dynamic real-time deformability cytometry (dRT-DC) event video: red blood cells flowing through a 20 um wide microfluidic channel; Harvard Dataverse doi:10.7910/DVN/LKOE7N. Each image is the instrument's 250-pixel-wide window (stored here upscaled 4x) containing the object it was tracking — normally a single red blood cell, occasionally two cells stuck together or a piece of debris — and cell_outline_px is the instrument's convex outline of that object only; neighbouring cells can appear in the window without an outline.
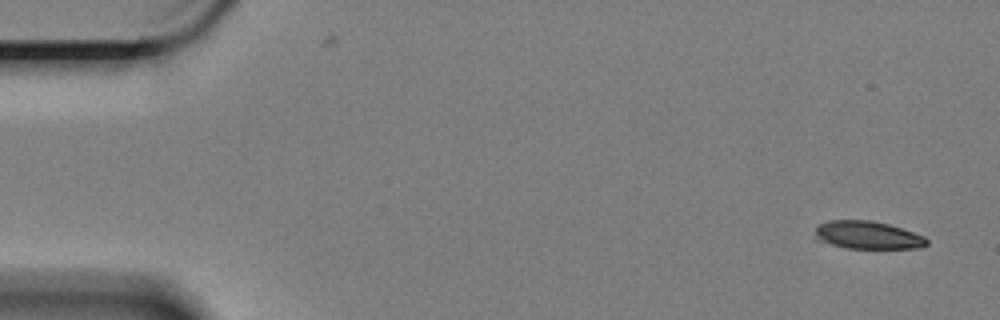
{"species": "Egyptian fruit bat (a non-hibernating species)", "species_latin": "Rousettus aegyptiacus", "temperature_condition": "cold", "stored_images_in_passage": 6, "camera_frame_rate_fps": 3000, "um_per_image_px": 0.085, "animal": {"sex": "female"}, "frame": {"image": 1, "passage_image": 1, "time_ms": 0.0, "image_size_px": [1000, 320], "cell_outline_px": [[928, 244], [920, 248], [848, 248], [812, 240], [816, 228], [820, 224], [828, 220], [872, 220], [888, 224], [924, 236], [928, 240]], "centroid_in_image_um": [73.69, 19.98], "position_along_channel_um": 11.3, "area_um2": 18.26}}